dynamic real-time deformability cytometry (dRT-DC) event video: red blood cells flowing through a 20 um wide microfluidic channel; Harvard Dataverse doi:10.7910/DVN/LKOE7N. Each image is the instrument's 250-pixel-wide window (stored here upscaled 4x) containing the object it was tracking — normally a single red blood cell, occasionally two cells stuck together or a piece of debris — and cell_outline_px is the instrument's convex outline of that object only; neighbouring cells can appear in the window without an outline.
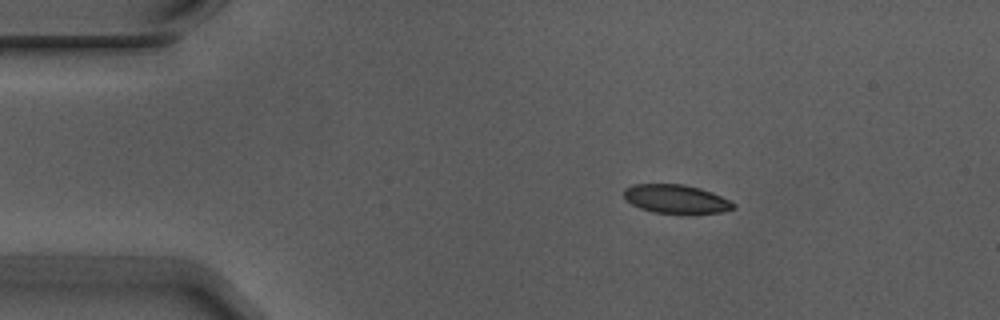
{"species": "Egyptian fruit bat (a non-hibernating species)", "species_latin": "Rousettus aegyptiacus", "temperature_condition": "warm", "stored_images_in_passage": 3, "camera_frame_rate_fps": 3000, "um_per_image_px": 0.085, "animal": {"sex": "male"}, "frame": {"image": 1, "passage_image": 1, "time_ms": 0.0, "image_size_px": [1000, 320], "cell_outline_px": [[736, 208], [724, 212], [688, 216], [652, 212], [640, 208], [632, 204], [624, 196], [624, 188], [632, 184], [684, 184], [700, 188], [712, 192], [736, 204]], "centroid_in_image_um": [57.51, 16.96], "position_along_channel_um": 27.5, "area_um2": 19.02}}
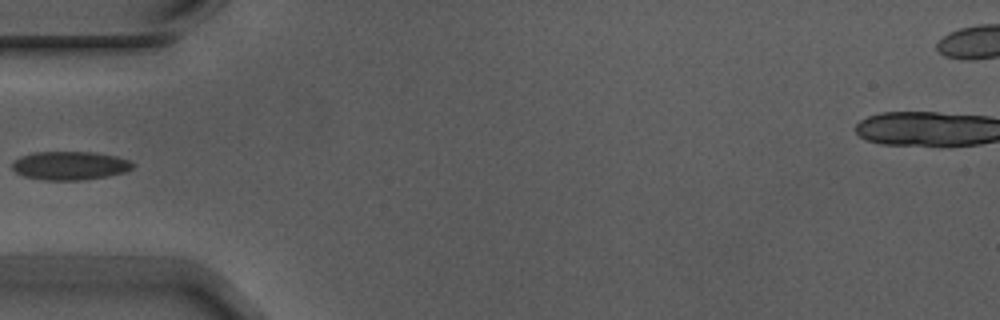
{"frame": {"image": 2, "passage_image": 3, "time_ms": 0.667, "image_size_px": [1000, 320], "cell_outline_px": [[136, 164], [132, 168], [124, 172], [108, 176], [80, 180], [44, 180], [24, 176], [16, 172], [12, 168], [12, 160], [20, 156], [32, 152], [92, 152], [116, 156], [128, 160]], "centroid_in_image_um": [5.92, 14.07], "position_along_channel_um": 79.1, "area_um2": 20.11}}